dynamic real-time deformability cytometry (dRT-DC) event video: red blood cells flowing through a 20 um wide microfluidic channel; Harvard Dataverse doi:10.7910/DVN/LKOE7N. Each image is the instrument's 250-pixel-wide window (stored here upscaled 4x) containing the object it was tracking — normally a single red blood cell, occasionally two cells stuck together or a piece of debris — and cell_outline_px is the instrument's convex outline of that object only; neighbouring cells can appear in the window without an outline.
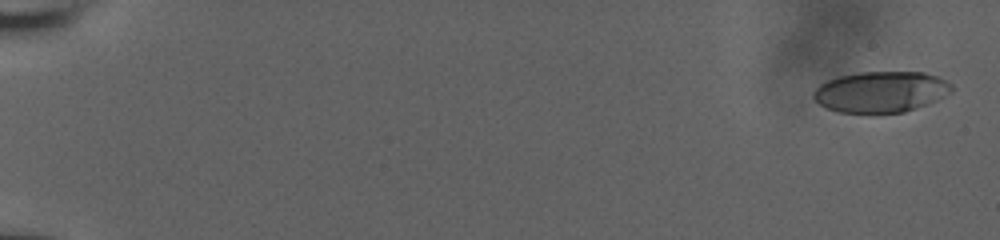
{"species": "human", "species_latin": "Homo sapiens", "temperature_condition": "room temperature", "stored_images_in_passage": 8, "camera_frame_rate_fps": 3000, "um_per_image_px": 0.085, "donor": {"sex": "male"}, "frame": {"image": 1, "passage_image": 1, "time_ms": 0.0, "image_size_px": [1000, 240], "cell_outline_px": [[952, 88], [944, 96], [928, 104], [904, 112], [876, 116], [840, 112], [824, 108], [812, 96], [812, 92], [820, 84], [828, 80], [840, 76], [860, 72], [924, 72], [936, 76], [952, 84]], "centroid_in_image_um": [74.83, 7.85], "position_along_channel_um": 10.2, "area_um2": 33.64}}
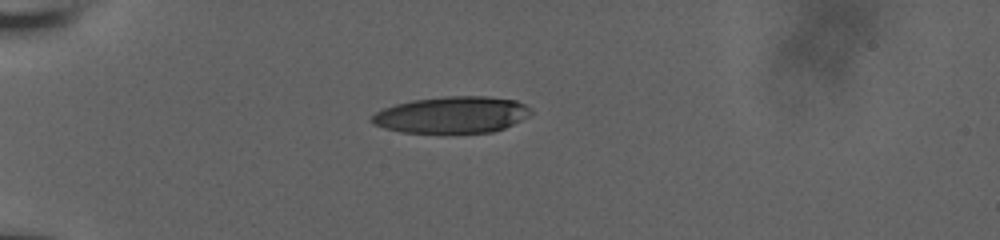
{"frame": {"image": 2, "passage_image": 6, "time_ms": 1.667, "image_size_px": [1000, 240], "cell_outline_px": [[532, 112], [528, 116], [504, 128], [492, 132], [444, 136], [400, 132], [384, 128], [372, 124], [368, 120], [376, 112], [384, 108], [396, 104], [412, 100], [448, 96], [488, 96], [516, 100], [532, 108]], "centroid_in_image_um": [38.38, 9.81], "position_along_channel_um": 46.6, "area_um2": 35.14}}
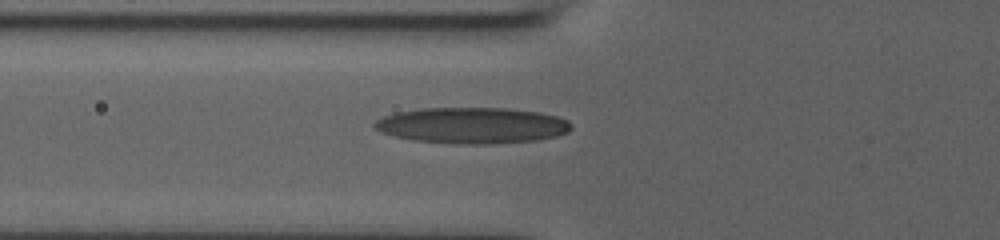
{"frame": {"image": 3, "passage_image": 8, "time_ms": 2.333, "image_size_px": [1000, 240], "cell_outline_px": [[572, 128], [568, 132], [556, 136], [536, 140], [496, 144], [456, 144], [416, 140], [396, 136], [380, 132], [372, 124], [376, 120], [384, 116], [396, 112], [420, 108], [504, 108], [540, 112], [556, 116], [568, 120], [572, 124]], "centroid_in_image_um": [40.15, 10.66], "position_along_channel_um": 85.6, "area_um2": 41.44}}